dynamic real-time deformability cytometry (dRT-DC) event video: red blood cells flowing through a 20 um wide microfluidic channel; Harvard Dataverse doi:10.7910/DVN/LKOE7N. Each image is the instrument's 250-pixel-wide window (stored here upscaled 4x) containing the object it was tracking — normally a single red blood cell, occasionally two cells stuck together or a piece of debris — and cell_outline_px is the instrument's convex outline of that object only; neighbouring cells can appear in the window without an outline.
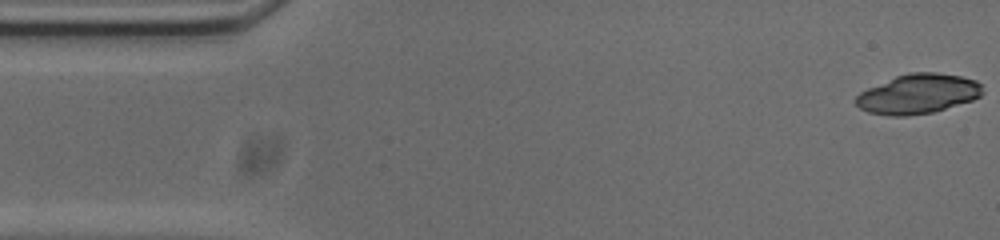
{"species": "common noctule bat (a hibernating species)", "species_latin": "Nyctalus noctula", "temperature_condition": "cold", "stored_images_in_passage": 53, "camera_frame_rate_fps": 3000, "um_per_image_px": 0.085, "animal": {"sex": "male", "body_mass_g": 20.0, "forearm_length_mm": 53.3}, "frame": {"image": 1, "passage_image": 1, "time_ms": 0.0, "image_size_px": [1000, 240], "cell_outline_px": [[984, 92], [980, 96], [972, 100], [932, 112], [904, 116], [888, 116], [868, 112], [860, 108], [856, 104], [856, 96], [860, 92], [868, 88], [896, 76], [908, 72], [936, 72], [960, 76], [976, 80], [980, 84]], "centroid_in_image_um": [78.03, 7.98], "position_along_channel_um": 7.0, "area_um2": 29.13}}